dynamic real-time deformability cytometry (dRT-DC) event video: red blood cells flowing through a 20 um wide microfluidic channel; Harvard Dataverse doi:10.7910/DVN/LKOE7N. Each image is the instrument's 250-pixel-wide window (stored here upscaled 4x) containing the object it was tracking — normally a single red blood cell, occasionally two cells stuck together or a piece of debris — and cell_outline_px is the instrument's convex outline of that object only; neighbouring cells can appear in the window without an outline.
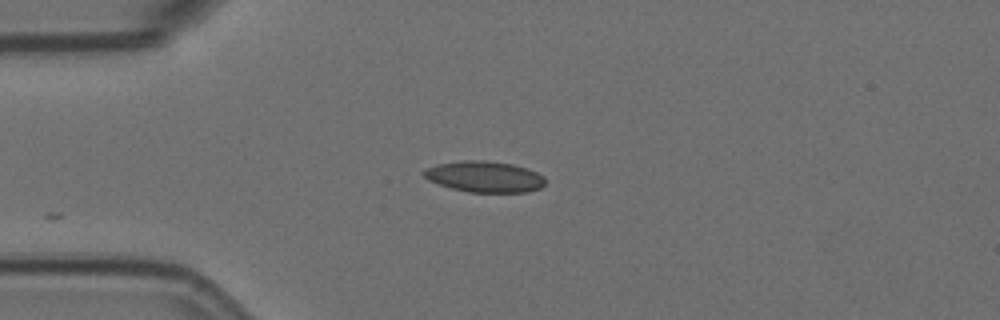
{"species": "Egyptian fruit bat (a non-hibernating species)", "species_latin": "Rousettus aegyptiacus", "temperature_condition": "room temperature", "stored_images_in_passage": 12, "camera_frame_rate_fps": 3000, "um_per_image_px": 0.085, "animal": {"sex": "female"}, "frame": {"image": 1, "passage_image": 1, "time_ms": 0.0, "image_size_px": [1000, 320], "cell_outline_px": [[544, 184], [540, 188], [528, 192], [468, 192], [452, 188], [428, 180], [420, 172], [436, 164], [460, 160], [484, 160], [512, 164], [528, 168], [544, 176]], "centroid_in_image_um": [41.18, 15.01], "position_along_channel_um": 43.8, "area_um2": 22.02}}
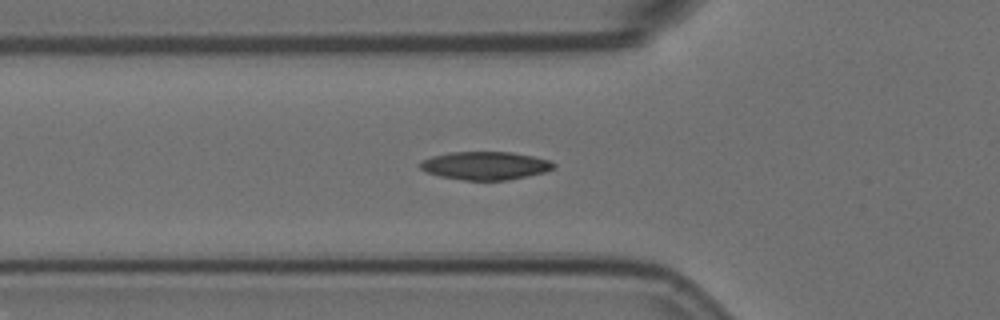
{"frame": {"image": 2, "passage_image": 6, "time_ms": 1.667, "image_size_px": [1000, 320], "cell_outline_px": [[556, 168], [544, 172], [508, 180], [464, 180], [440, 176], [428, 172], [420, 168], [420, 164], [424, 160], [432, 156], [448, 152], [512, 152], [552, 160], [556, 164]], "centroid_in_image_um": [41.3, 14.07], "position_along_channel_um": 84.5, "area_um2": 21.85}}